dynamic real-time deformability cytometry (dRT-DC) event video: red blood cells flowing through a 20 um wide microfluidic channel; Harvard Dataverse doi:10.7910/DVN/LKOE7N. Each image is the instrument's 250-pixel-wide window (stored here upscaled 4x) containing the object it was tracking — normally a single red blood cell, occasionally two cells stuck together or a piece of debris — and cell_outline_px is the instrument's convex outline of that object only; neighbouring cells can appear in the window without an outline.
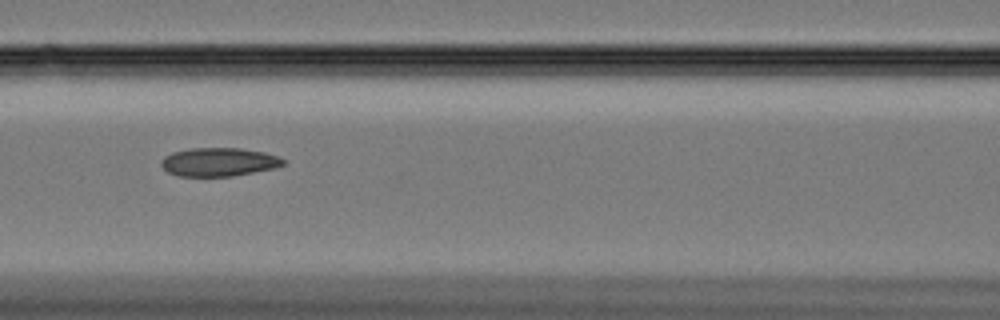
{"species": "Egyptian fruit bat (a non-hibernating species)", "species_latin": "Rousettus aegyptiacus", "temperature_condition": "cold", "stored_images_in_passage": 43, "camera_frame_rate_fps": 3000, "um_per_image_px": 0.085, "animal": {"sex": "female"}, "frame": {"image": 1, "passage_image": 11, "time_ms": 3.333, "image_size_px": [1000, 320], "cell_outline_px": [[288, 164], [276, 168], [232, 176], [180, 176], [168, 172], [160, 164], [160, 160], [164, 156], [172, 152], [192, 148], [240, 148], [264, 152], [276, 156], [284, 160]], "centroid_in_image_um": [18.61, 13.77], "position_along_channel_um": 148.0, "area_um2": 20.35}}
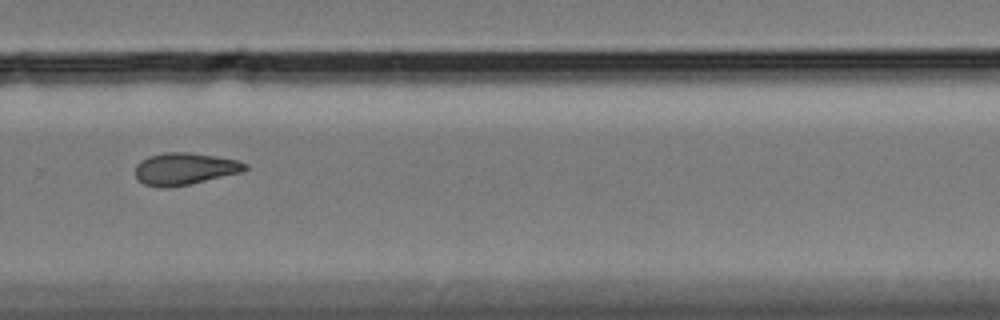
{"frame": {"image": 2, "passage_image": 26, "time_ms": 8.333, "image_size_px": [1000, 320], "cell_outline_px": [[248, 168], [244, 172], [188, 184], [168, 188], [164, 188], [144, 184], [136, 176], [136, 164], [140, 160], [148, 156], [164, 152], [192, 152], [216, 156], [236, 160], [248, 164]], "centroid_in_image_um": [15.71, 14.33], "position_along_channel_um": 314.1, "area_um2": 20.58}}
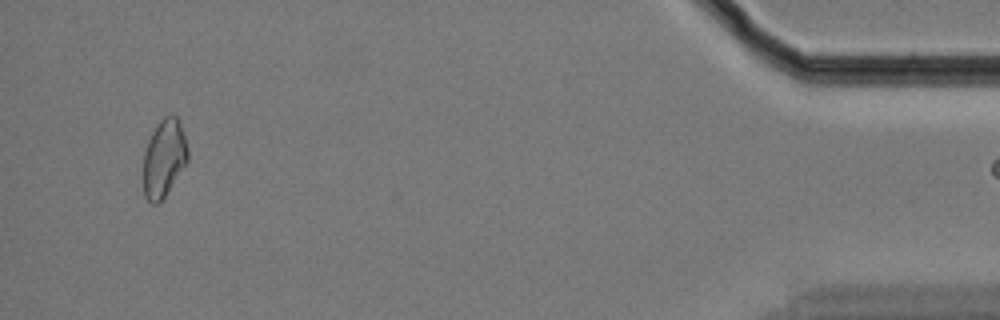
{"frame": {"image": 3, "passage_image": 42, "time_ms": 13.667, "image_size_px": [1000, 320], "cell_outline_px": [[188, 160], [160, 204], [152, 204], [144, 196], [144, 152], [148, 140], [152, 132], [160, 120], [164, 116], [176, 116], [180, 124], [188, 148]], "centroid_in_image_um": [13.93, 13.48], "position_along_channel_um": 421.3, "area_um2": 19.94}}